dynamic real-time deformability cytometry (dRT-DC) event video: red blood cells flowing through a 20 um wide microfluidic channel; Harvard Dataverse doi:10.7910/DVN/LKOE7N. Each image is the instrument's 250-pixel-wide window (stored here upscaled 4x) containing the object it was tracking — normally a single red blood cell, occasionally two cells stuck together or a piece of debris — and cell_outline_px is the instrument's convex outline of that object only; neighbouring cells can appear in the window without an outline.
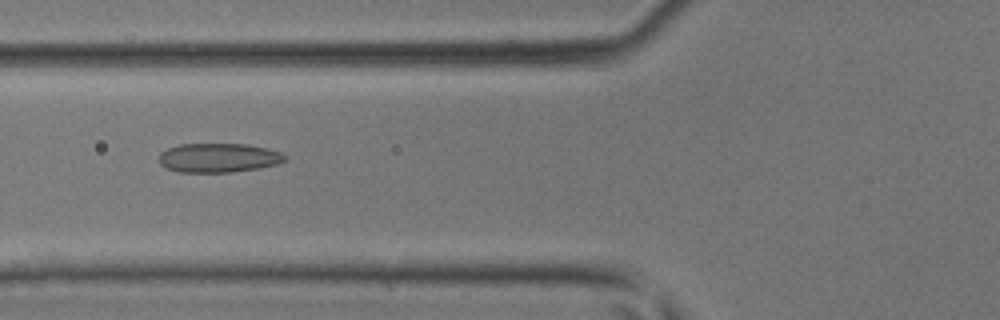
{"species": "common noctule bat (a hibernating species)", "species_latin": "Nyctalus noctula", "temperature_condition": "room temperature", "stored_images_in_passage": 46, "camera_frame_rate_fps": 3000, "um_per_image_px": 0.085, "animal": {"sex": "male", "body_mass_g": 17.9, "forearm_length_mm": 54.2}, "frame": {"image": 1, "passage_image": 18, "time_ms": 5.667, "image_size_px": [1000, 320], "cell_outline_px": [[288, 160], [280, 164], [260, 168], [232, 172], [180, 172], [168, 168], [160, 164], [160, 152], [168, 148], [180, 144], [244, 144], [268, 148], [280, 152], [288, 156]], "centroid_in_image_um": [18.65, 13.41], "position_along_channel_um": 107.2, "area_um2": 21.56}}
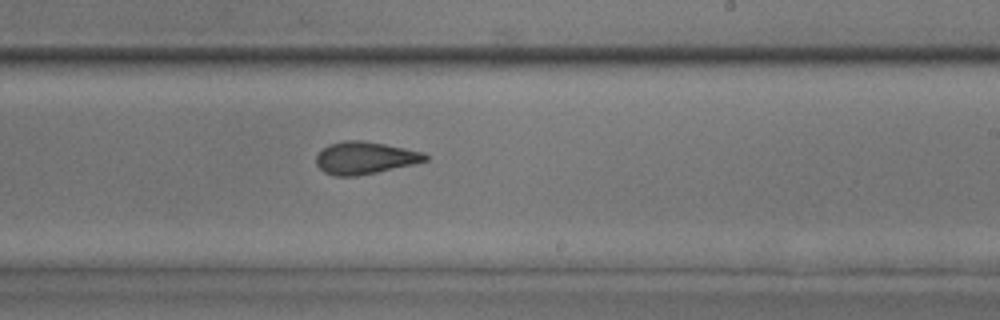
{"frame": {"image": 2, "passage_image": 28, "time_ms": 9.0, "image_size_px": [1000, 320], "cell_outline_px": [[428, 160], [412, 164], [376, 172], [356, 176], [336, 176], [324, 172], [316, 164], [316, 156], [328, 144], [344, 140], [364, 140], [424, 152], [428, 156]], "centroid_in_image_um": [31.0, 13.41], "position_along_channel_um": 258.0, "area_um2": 20.4}}
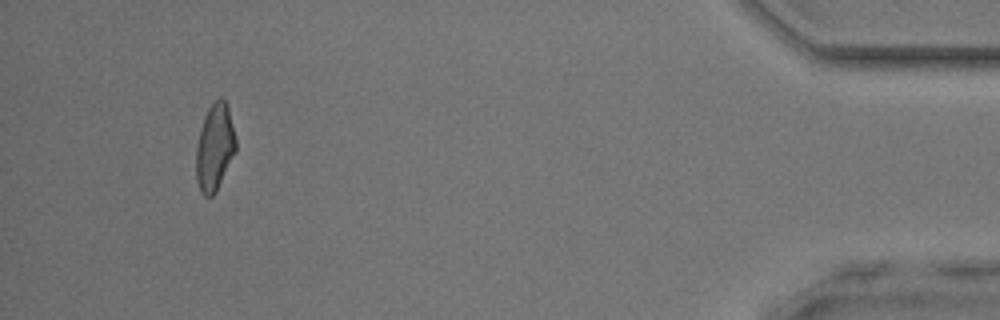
{"frame": {"image": 3, "passage_image": 43, "time_ms": 14.0, "image_size_px": [1000, 320], "cell_outline_px": [[236, 152], [216, 192], [212, 196], [204, 196], [200, 192], [196, 180], [196, 148], [200, 128], [204, 116], [208, 108], [220, 96], [224, 100], [228, 108], [236, 140]], "centroid_in_image_um": [18.24, 12.55], "position_along_channel_um": 417.0, "area_um2": 20.17}}